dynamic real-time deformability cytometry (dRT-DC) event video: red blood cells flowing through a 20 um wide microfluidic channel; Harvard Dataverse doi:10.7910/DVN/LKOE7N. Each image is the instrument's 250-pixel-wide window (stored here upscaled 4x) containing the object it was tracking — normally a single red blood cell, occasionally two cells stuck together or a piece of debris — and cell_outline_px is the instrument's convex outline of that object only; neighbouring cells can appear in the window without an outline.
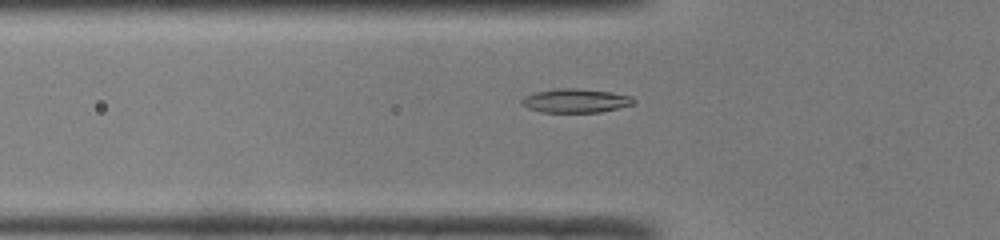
{"species": "common noctule bat (a hibernating species)", "species_latin": "Nyctalus noctula", "temperature_condition": "room temperature", "stored_images_in_passage": 41, "camera_frame_rate_fps": 3000, "um_per_image_px": 0.085, "animal": {"sex": "male", "body_mass_g": 19.0, "forearm_length_mm": 50.8}, "frame": {"image": 1, "passage_image": 8, "time_ms": 2.333, "image_size_px": [1000, 240], "cell_outline_px": [[636, 104], [600, 112], [540, 112], [528, 108], [520, 104], [520, 100], [524, 96], [536, 92], [556, 88], [576, 88], [608, 92], [632, 96], [636, 100]], "centroid_in_image_um": [48.92, 8.56], "position_along_channel_um": 76.9, "area_um2": 15.66}}
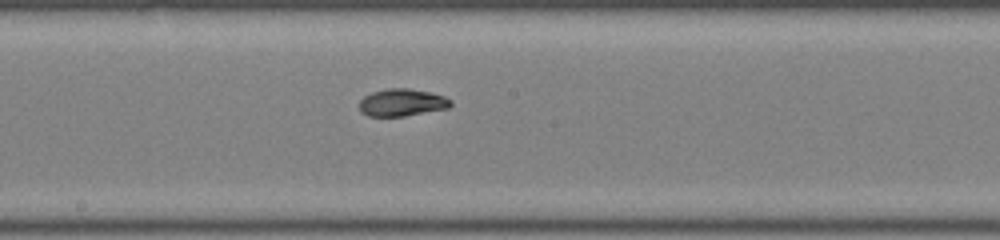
{"frame": {"image": 2, "passage_image": 18, "time_ms": 5.667, "image_size_px": [1000, 240], "cell_outline_px": [[452, 104], [448, 108], [404, 116], [368, 116], [360, 112], [360, 100], [364, 96], [372, 92], [388, 88], [408, 88], [432, 92], [444, 96], [452, 100]], "centroid_in_image_um": [34.18, 8.71], "position_along_channel_um": 214.0, "area_um2": 14.62}}
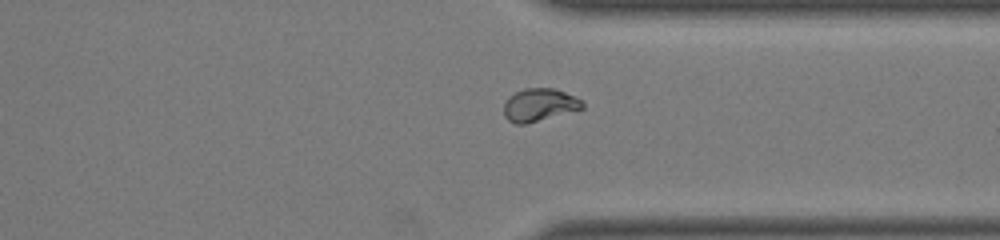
{"frame": {"image": 3, "passage_image": 29, "time_ms": 9.333, "image_size_px": [1000, 240], "cell_outline_px": [[584, 108], [524, 124], [516, 124], [508, 120], [504, 116], [504, 104], [508, 96], [524, 88], [552, 88], [564, 92], [580, 100], [584, 104]], "centroid_in_image_um": [45.8, 8.91], "position_along_channel_um": 365.6, "area_um2": 14.74}}